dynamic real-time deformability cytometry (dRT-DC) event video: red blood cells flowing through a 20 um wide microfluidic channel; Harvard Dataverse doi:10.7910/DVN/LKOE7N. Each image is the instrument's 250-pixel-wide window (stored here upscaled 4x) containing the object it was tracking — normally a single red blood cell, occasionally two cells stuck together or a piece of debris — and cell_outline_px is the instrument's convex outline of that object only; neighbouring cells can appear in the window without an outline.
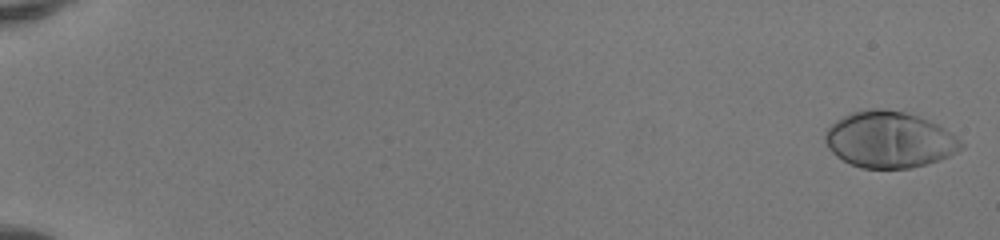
{"species": "human", "species_latin": "Homo sapiens", "temperature_condition": "room temperature", "stored_images_in_passage": 51, "camera_frame_rate_fps": 3000, "um_per_image_px": 0.085, "donor": {"sex": "female"}, "frame": {"image": 1, "passage_image": 1, "time_ms": 0.0, "image_size_px": [1000, 240], "cell_outline_px": [[964, 148], [940, 160], [912, 168], [860, 168], [836, 156], [828, 148], [824, 140], [824, 136], [828, 128], [836, 120], [852, 112], [868, 108], [884, 108], [904, 112], [928, 120], [952, 132], [964, 144]], "centroid_in_image_um": [75.6, 11.87], "position_along_channel_um": 9.4, "area_um2": 44.62}}
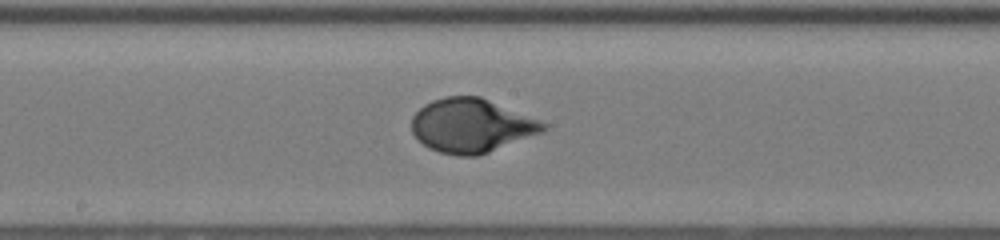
{"frame": {"image": 2, "passage_image": 30, "time_ms": 9.667, "image_size_px": [1000, 240], "cell_outline_px": [[548, 128], [544, 132], [488, 152], [476, 156], [456, 156], [440, 152], [428, 148], [412, 132], [412, 116], [424, 104], [432, 100], [444, 96], [480, 96], [548, 124]], "centroid_in_image_um": [40.06, 10.67], "position_along_channel_um": 208.1, "area_um2": 41.15}}
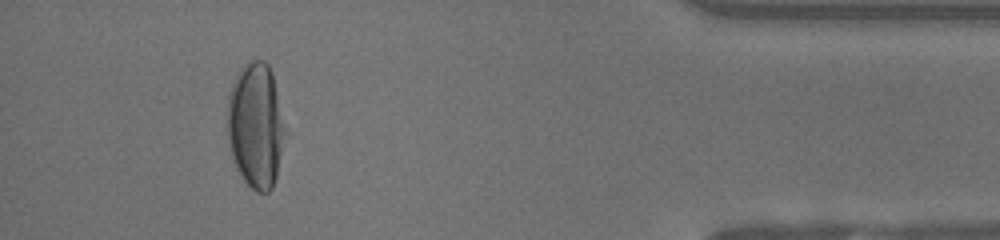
{"frame": {"image": 3, "passage_image": 48, "time_ms": 15.667, "image_size_px": [1000, 240], "cell_outline_px": [[284, 132], [276, 176], [272, 188], [268, 192], [256, 192], [244, 180], [232, 160], [228, 144], [228, 96], [236, 76], [244, 64], [248, 60], [264, 60], [268, 64], [272, 72], [284, 128]], "centroid_in_image_um": [21.7, 10.66], "position_along_channel_um": 413.5, "area_um2": 41.38}, "authors_computed_cell_mechanics": {"area_um2": 41.1536, "velocity_mm_per_s": 4.1234, "shape_relaxation_time_tau1_ms": 3.0125, "shape_relaxation_time_tau2_ms": null, "deformation_change_tau1": 0.2288, "deformation_change_tau2": null}}